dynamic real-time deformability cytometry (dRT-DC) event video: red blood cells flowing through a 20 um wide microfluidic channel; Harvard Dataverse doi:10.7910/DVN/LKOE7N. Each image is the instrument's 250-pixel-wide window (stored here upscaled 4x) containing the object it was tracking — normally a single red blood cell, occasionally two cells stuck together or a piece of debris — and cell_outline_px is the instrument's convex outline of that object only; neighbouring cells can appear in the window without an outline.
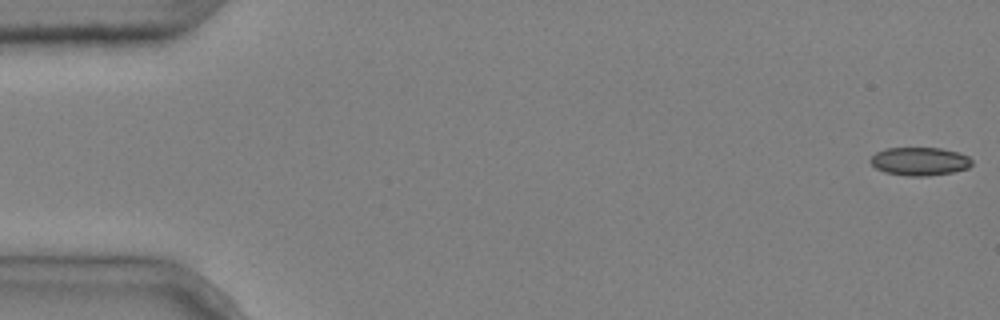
{"species": "common noctule bat (a hibernating species)", "species_latin": "Nyctalus noctula", "temperature_condition": "cold", "stored_images_in_passage": 5, "camera_frame_rate_fps": 3000, "um_per_image_px": 0.085, "animal": {"sex": "male", "body_mass_g": 20.4}, "frame": {"image": 1, "passage_image": 1, "time_ms": 0.0, "image_size_px": [1000, 320], "cell_outline_px": [[972, 164], [968, 168], [952, 172], [928, 176], [908, 176], [884, 172], [876, 168], [868, 160], [876, 152], [884, 148], [940, 148], [956, 152], [968, 156], [972, 160]], "centroid_in_image_um": [78.15, 13.71], "position_along_channel_um": 6.9, "area_um2": 16.7}}
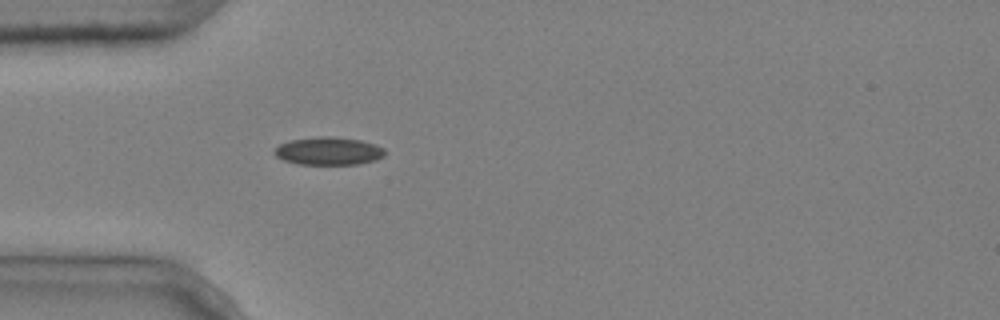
{"frame": {"image": 2, "passage_image": 5, "time_ms": 1.333, "image_size_px": [1000, 320], "cell_outline_px": [[384, 156], [376, 160], [360, 164], [300, 164], [284, 160], [276, 156], [276, 148], [280, 144], [292, 140], [320, 136], [328, 136], [360, 140], [376, 144], [384, 148]], "centroid_in_image_um": [27.98, 12.84], "position_along_channel_um": 57.0, "area_um2": 17.74}}